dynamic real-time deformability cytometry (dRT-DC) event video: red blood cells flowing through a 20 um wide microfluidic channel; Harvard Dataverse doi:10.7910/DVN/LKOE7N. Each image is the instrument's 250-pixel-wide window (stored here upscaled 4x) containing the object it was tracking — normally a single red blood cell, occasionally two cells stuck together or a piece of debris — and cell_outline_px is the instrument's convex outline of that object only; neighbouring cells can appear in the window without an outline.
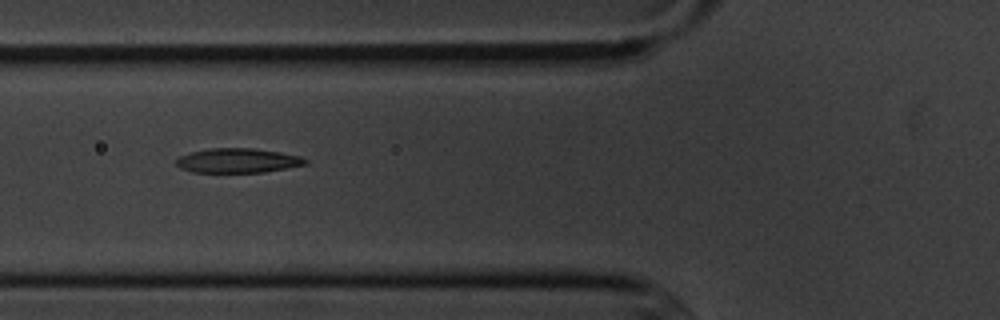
{"species": "common noctule bat (a hibernating species)", "species_latin": "Nyctalus noctula", "temperature_condition": "cold", "stored_images_in_passage": 7, "camera_frame_rate_fps": 3000, "um_per_image_px": 0.085, "animal": {"sex": "male", "body_mass_g": 20.1, "forearm_length_mm": 53.5}, "frame": {"image": 1, "passage_image": 6, "time_ms": 6.0, "image_size_px": [1000, 320], "cell_outline_px": [[308, 164], [264, 172], [192, 172], [180, 168], [176, 164], [176, 160], [180, 156], [192, 152], [208, 148], [252, 148], [280, 152], [300, 156], [308, 160]], "centroid_in_image_um": [20.22, 13.65], "position_along_channel_um": 105.6, "area_um2": 18.38}}
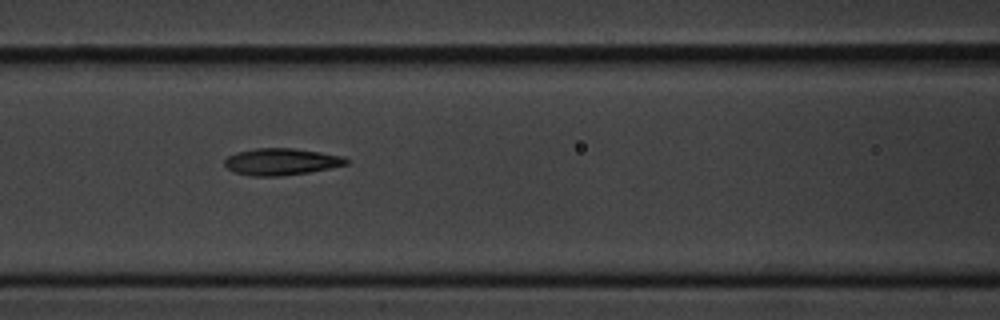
{"frame": {"image": 2, "passage_image": 7, "time_ms": 7.0, "image_size_px": [1000, 320], "cell_outline_px": [[348, 164], [308, 172], [280, 176], [252, 176], [236, 172], [228, 168], [224, 164], [224, 160], [228, 156], [236, 152], [256, 148], [296, 148], [344, 156], [348, 160]], "centroid_in_image_um": [23.9, 13.73], "position_along_channel_um": 142.7, "area_um2": 18.9}}